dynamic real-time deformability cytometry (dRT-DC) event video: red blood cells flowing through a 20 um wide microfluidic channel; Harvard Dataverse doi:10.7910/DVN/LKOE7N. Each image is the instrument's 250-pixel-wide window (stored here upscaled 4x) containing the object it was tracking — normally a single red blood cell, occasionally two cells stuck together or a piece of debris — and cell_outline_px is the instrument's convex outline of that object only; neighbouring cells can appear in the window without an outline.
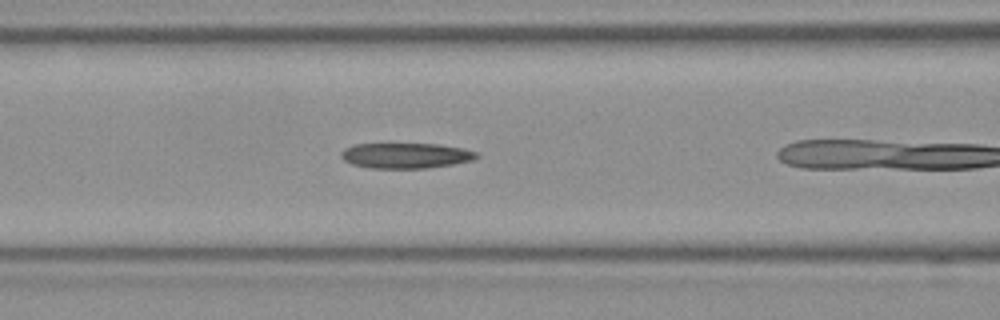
{"species": "Egyptian fruit bat (a non-hibernating species)", "species_latin": "Rousettus aegyptiacus", "temperature_condition": "room temperature", "stored_images_in_passage": 26, "camera_frame_rate_fps": 3000, "um_per_image_px": 0.085, "frame": {"image": 1, "passage_image": 6, "time_ms": 1.667, "image_size_px": [1000, 320], "cell_outline_px": [[480, 156], [472, 160], [452, 164], [424, 168], [368, 168], [352, 164], [344, 160], [340, 156], [340, 152], [344, 148], [352, 144], [440, 144], [464, 148], [476, 152]], "centroid_in_image_um": [34.46, 13.22], "position_along_channel_um": 132.1, "area_um2": 20.11}}
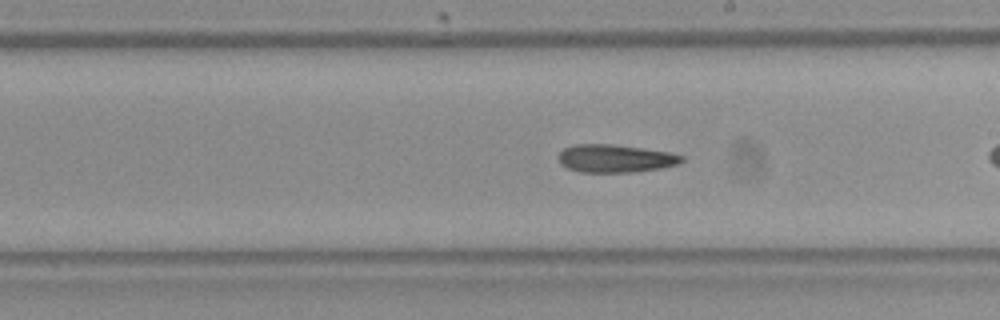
{"frame": {"image": 2, "passage_image": 14, "time_ms": 4.333, "image_size_px": [1000, 320], "cell_outline_px": [[684, 160], [680, 164], [660, 168], [632, 172], [580, 172], [568, 168], [560, 164], [560, 152], [564, 148], [576, 144], [612, 144], [668, 152], [684, 156]], "centroid_in_image_um": [52.31, 13.47], "position_along_channel_um": 236.7, "area_um2": 19.88}}
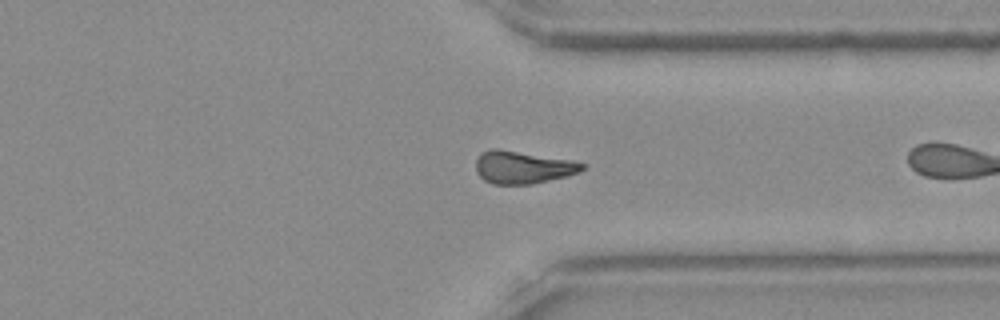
{"frame": {"image": 3, "passage_image": 24, "time_ms": 7.667, "image_size_px": [1000, 320], "cell_outline_px": [[588, 164], [580, 172], [532, 184], [492, 184], [484, 180], [476, 172], [476, 160], [480, 152], [492, 148], [500, 148], [572, 160]], "centroid_in_image_um": [44.42, 14.2], "position_along_channel_um": 367.0, "area_um2": 20.4}}